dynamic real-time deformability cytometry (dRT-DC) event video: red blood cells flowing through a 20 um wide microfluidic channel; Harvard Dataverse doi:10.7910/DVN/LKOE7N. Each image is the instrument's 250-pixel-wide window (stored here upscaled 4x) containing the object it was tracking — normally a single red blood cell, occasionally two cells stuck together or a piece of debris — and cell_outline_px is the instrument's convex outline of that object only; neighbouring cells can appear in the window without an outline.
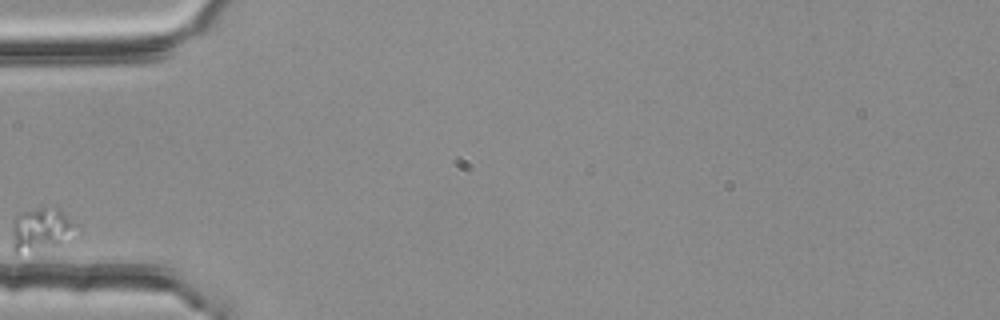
{"species": "common noctule bat (a hibernating species)", "species_latin": "Nyctalus noctula", "temperature_condition": "room temperature", "stored_images_in_passage": 1, "camera_frame_rate_fps": 3000, "um_per_image_px": 0.085, "animal": {"sex": "female", "body_mass_g": 25.1}, "frame": {"image": 1, "passage_image": 1, "time_ms": 0.0, "image_size_px": [1000, 320], "cell_outline_px": [[80, 228], [60, 244], [12, 256], [12, 220], [16, 216], [24, 212], [44, 204], [60, 208], [80, 224]], "centroid_in_image_um": [3.51, 19.46], "position_along_channel_um": 81.5, "area_um2": 17.05}}